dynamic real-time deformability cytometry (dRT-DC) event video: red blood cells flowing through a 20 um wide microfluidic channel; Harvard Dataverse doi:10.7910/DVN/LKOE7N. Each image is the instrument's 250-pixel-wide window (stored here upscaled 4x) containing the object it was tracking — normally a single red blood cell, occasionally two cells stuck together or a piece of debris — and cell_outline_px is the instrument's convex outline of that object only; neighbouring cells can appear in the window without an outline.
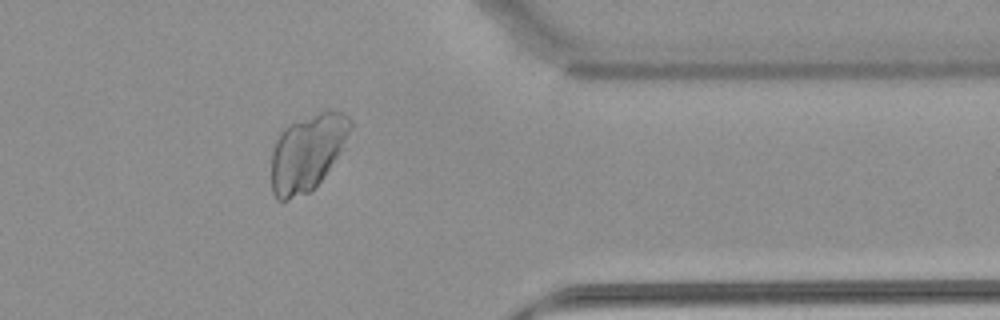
{"species": "common noctule bat (a hibernating species)", "species_latin": "Nyctalus noctula", "temperature_condition": "warm", "stored_images_in_passage": 53, "camera_frame_rate_fps": 3000, "um_per_image_px": 0.085, "animal": {"sex": "female", "body_mass_g": 22.7, "forearm_length_mm": 54.2}, "frame": {"image": 1, "passage_image": 43, "time_ms": 14.0, "image_size_px": [1000, 320], "cell_outline_px": [[352, 128], [344, 148], [320, 180], [308, 192], [288, 200], [276, 200], [272, 192], [272, 152], [276, 140], [280, 132], [288, 124], [320, 112], [332, 108], [344, 112], [352, 120]], "centroid_in_image_um": [26.15, 12.92], "position_along_channel_um": 385.3, "area_um2": 35.26}}